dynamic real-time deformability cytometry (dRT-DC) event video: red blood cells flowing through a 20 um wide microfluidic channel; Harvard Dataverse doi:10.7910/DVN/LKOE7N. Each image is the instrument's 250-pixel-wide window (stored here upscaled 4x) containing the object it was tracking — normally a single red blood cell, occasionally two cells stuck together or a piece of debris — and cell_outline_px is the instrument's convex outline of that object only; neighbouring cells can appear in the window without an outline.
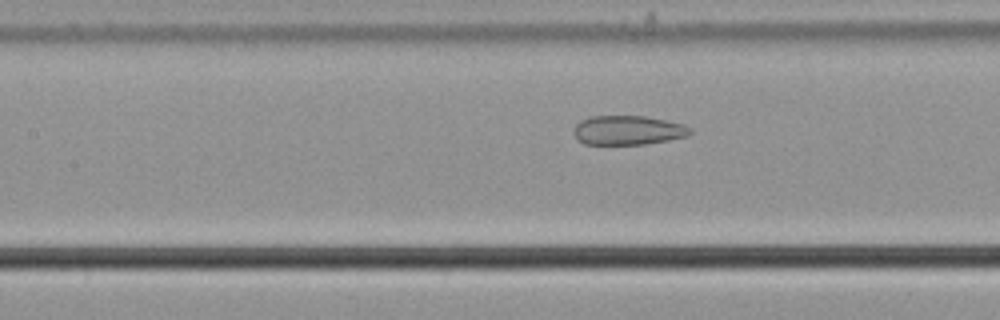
{"species": "common noctule bat (a hibernating species)", "species_latin": "Nyctalus noctula", "temperature_condition": "cold", "stored_images_in_passage": 22, "camera_frame_rate_fps": 3000, "um_per_image_px": 0.085, "animal": {"sex": "male", "body_mass_g": 21.5, "forearm_length_mm": 52.0}, "frame": {"image": 1, "passage_image": 19, "time_ms": 6.0, "image_size_px": [1000, 320], "cell_outline_px": [[692, 132], [688, 136], [668, 140], [644, 144], [584, 144], [576, 140], [572, 132], [572, 128], [580, 120], [592, 116], [644, 116], [684, 124], [692, 128]], "centroid_in_image_um": [53.34, 11.07], "position_along_channel_um": 154.1, "area_um2": 20.06}}